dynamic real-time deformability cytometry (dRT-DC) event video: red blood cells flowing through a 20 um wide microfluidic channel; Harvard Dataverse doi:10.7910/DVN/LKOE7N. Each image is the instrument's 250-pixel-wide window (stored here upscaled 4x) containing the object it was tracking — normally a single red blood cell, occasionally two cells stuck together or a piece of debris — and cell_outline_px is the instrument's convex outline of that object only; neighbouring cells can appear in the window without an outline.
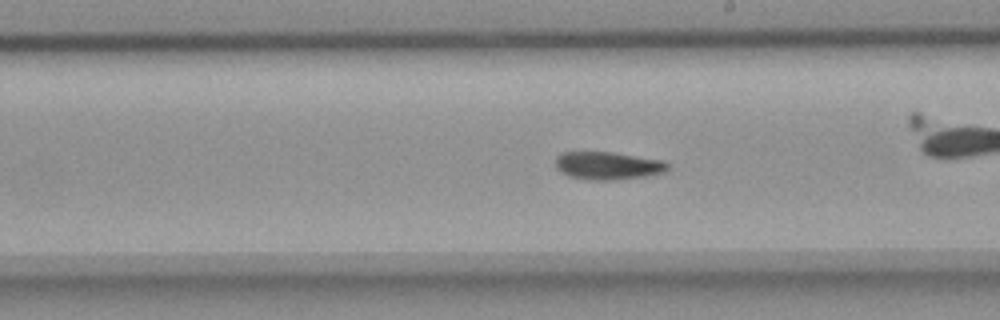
{"species": "common noctule bat (a hibernating species)", "species_latin": "Nyctalus noctula", "temperature_condition": "room temperature", "stored_images_in_passage": 45, "camera_frame_rate_fps": 3000, "um_per_image_px": 0.085, "animal": {"sex": "female", "body_mass_g": 18.4}, "frame": {"image": 1, "passage_image": 20, "time_ms": 6.333, "image_size_px": [1000, 320], "cell_outline_px": [[672, 168], [664, 172], [648, 176], [620, 180], [588, 180], [568, 176], [560, 172], [556, 168], [556, 156], [560, 152], [612, 152], [664, 160]], "centroid_in_image_um": [51.69, 14.09], "position_along_channel_um": 237.3, "area_um2": 18.61}}
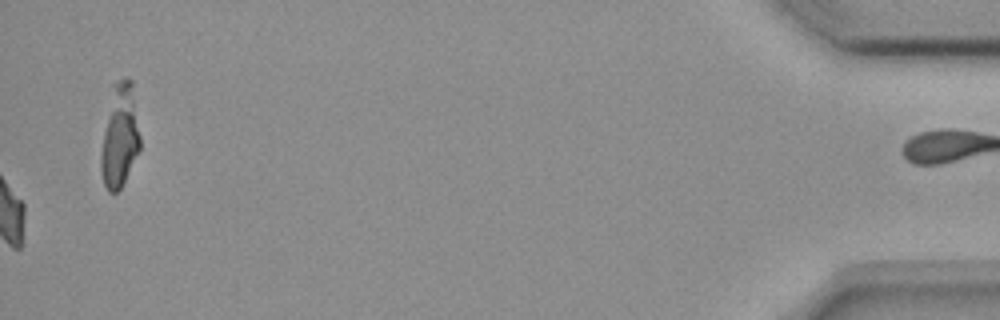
{"frame": {"image": 2, "passage_image": 45, "time_ms": 14.667, "image_size_px": [1000, 320], "cell_outline_px": [[140, 148], [120, 188], [116, 192], [108, 192], [104, 184], [100, 172], [100, 152], [112, 84], [124, 76], [128, 76], [132, 80], [140, 136]], "centroid_in_image_um": [10.17, 11.5], "position_along_channel_um": 425.0, "area_um2": 23.58}}